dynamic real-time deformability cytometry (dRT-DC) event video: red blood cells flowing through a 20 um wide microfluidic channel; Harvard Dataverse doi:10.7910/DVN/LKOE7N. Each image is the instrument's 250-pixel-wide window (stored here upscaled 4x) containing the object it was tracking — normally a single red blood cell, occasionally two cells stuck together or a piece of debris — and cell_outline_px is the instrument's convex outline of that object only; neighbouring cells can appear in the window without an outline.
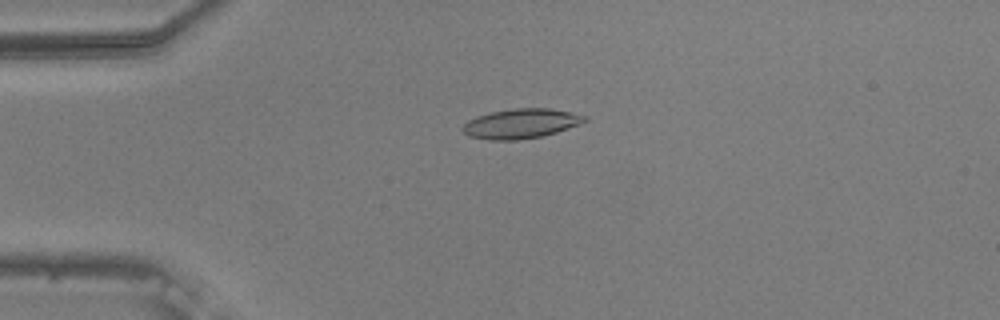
{"species": "common noctule bat (a hibernating species)", "species_latin": "Nyctalus noctula", "temperature_condition": "warm", "stored_images_in_passage": 55, "camera_frame_rate_fps": 3000, "um_per_image_px": 0.085, "animal": {"sex": "male", "body_mass_g": 20.5, "forearm_length_mm": 52.5}, "frame": {"image": 1, "passage_image": 14, "time_ms": 4.333, "image_size_px": [1000, 320], "cell_outline_px": [[588, 120], [580, 124], [556, 132], [540, 136], [516, 140], [488, 140], [468, 136], [460, 128], [468, 120], [476, 116], [488, 112], [516, 108], [548, 108], [588, 116]], "centroid_in_image_um": [44.24, 10.5], "position_along_channel_um": 40.8, "area_um2": 21.1}}
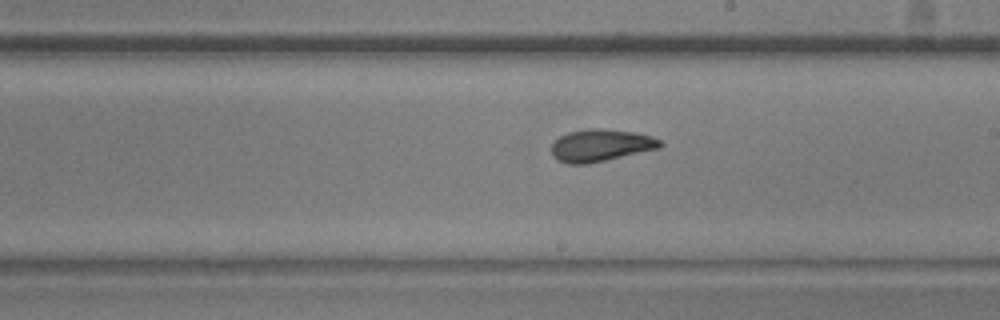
{"frame": {"image": 2, "passage_image": 32, "time_ms": 10.333, "image_size_px": [1000, 320], "cell_outline_px": [[664, 144], [660, 148], [588, 164], [568, 164], [552, 156], [552, 144], [560, 136], [568, 132], [588, 128], [604, 128], [636, 132], [652, 136], [660, 140]], "centroid_in_image_um": [51.09, 12.34], "position_along_channel_um": 237.9, "area_um2": 20.52}}
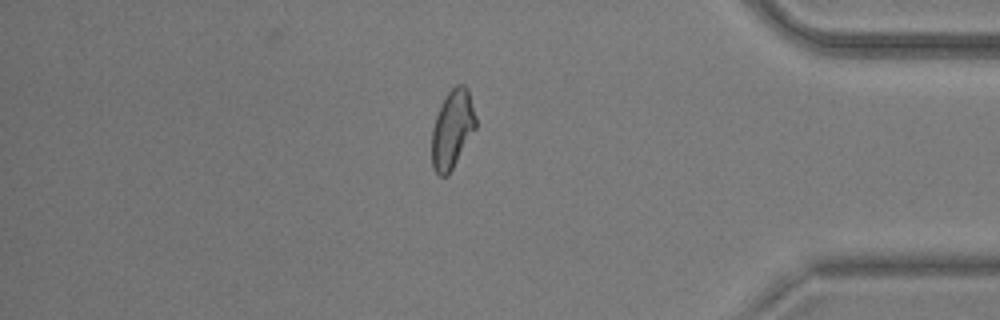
{"frame": {"image": 3, "passage_image": 47, "time_ms": 15.333, "image_size_px": [1000, 320], "cell_outline_px": [[476, 128], [448, 176], [440, 176], [432, 168], [432, 128], [440, 104], [448, 92], [456, 84], [464, 84], [468, 88], [476, 116]], "centroid_in_image_um": [38.45, 10.96], "position_along_channel_um": 396.8, "area_um2": 20.17}, "authors_computed_cell_mechanics": {"area_um2": 20.519, "velocity_mm_per_s": 3.7531, "shape_relaxation_time_tau1_ms": 9.3638, "shape_relaxation_time_tau2_ms": 1.9591, "deformation_change_tau1": 0.2385, "deformation_change_tau2": 0.0791}}